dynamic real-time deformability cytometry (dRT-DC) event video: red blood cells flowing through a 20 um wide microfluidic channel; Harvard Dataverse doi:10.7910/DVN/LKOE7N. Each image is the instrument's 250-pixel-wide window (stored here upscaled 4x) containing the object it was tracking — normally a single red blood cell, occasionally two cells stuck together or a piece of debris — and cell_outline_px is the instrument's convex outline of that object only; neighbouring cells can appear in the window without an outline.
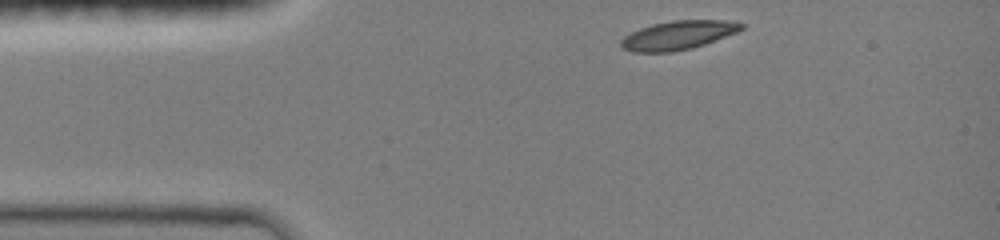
{"species": "common noctule bat (a hibernating species)", "species_latin": "Nyctalus noctula", "temperature_condition": "room temperature", "stored_images_in_passage": 18, "camera_frame_rate_fps": 3000, "um_per_image_px": 0.085, "animal": {"sex": "female", "body_mass_g": 19.0, "forearm_length_mm": 51.5}, "frame": {"image": 1, "passage_image": 1, "time_ms": 0.0, "image_size_px": [1000, 240], "cell_outline_px": [[744, 28], [736, 32], [704, 44], [692, 48], [672, 52], [632, 52], [624, 48], [620, 44], [620, 40], [624, 36], [640, 28], [652, 24], [672, 20], [724, 20], [744, 24]], "centroid_in_image_um": [57.61, 2.99], "position_along_channel_um": 27.4, "area_um2": 20.06}}
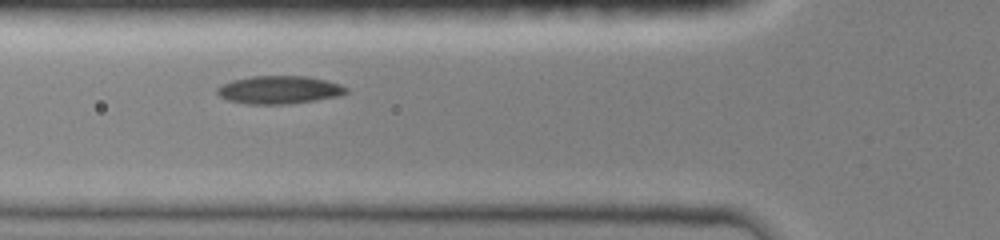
{"frame": {"image": 2, "passage_image": 10, "time_ms": 3.0, "image_size_px": [1000, 240], "cell_outline_px": [[348, 92], [336, 96], [316, 100], [288, 104], [248, 104], [228, 100], [220, 96], [216, 92], [216, 88], [232, 80], [252, 76], [308, 76], [340, 84], [348, 88]], "centroid_in_image_um": [23.72, 7.63], "position_along_channel_um": 102.1, "area_um2": 20.92}}
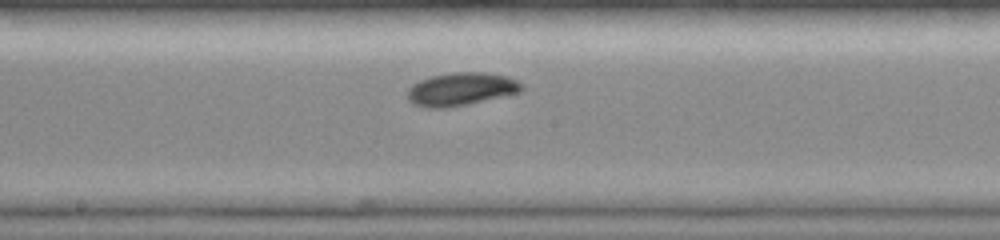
{"frame": {"image": 3, "passage_image": 18, "time_ms": 5.667, "image_size_px": [1000, 240], "cell_outline_px": [[524, 88], [520, 92], [448, 108], [428, 108], [412, 104], [408, 100], [408, 88], [412, 84], [420, 80], [432, 76], [452, 72], [484, 72], [508, 76], [524, 84]], "centroid_in_image_um": [39.18, 7.57], "position_along_channel_um": 209.0, "area_um2": 22.02}}